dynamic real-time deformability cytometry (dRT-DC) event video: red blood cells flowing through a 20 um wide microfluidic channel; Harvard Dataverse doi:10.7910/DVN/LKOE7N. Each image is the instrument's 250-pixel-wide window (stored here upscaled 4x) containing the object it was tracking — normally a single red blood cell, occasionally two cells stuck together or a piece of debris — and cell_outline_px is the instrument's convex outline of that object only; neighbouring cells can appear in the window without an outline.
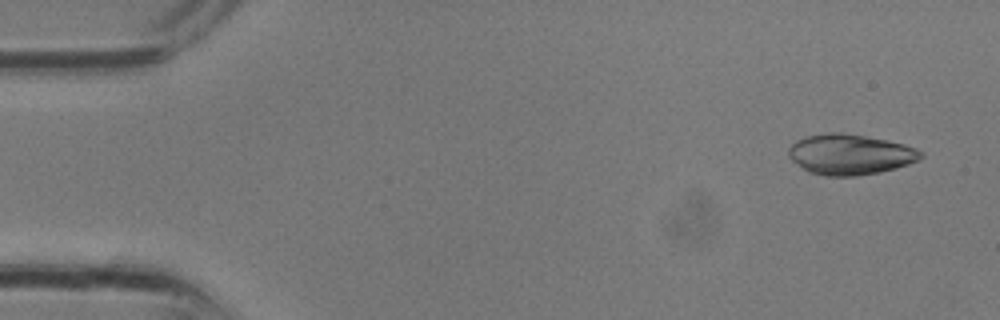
{"species": "common noctule bat (a hibernating species)", "species_latin": "Nyctalus noctula", "temperature_condition": "room temperature", "stored_images_in_passage": 15, "camera_frame_rate_fps": 3000, "um_per_image_px": 0.085, "animal": {"sex": "male", "body_mass_g": 13.3}, "frame": {"image": 1, "passage_image": 2, "time_ms": 0.333, "image_size_px": [1000, 320], "cell_outline_px": [[924, 156], [920, 160], [896, 168], [880, 172], [856, 176], [824, 176], [808, 172], [792, 160], [788, 156], [788, 148], [796, 140], [804, 136], [828, 132], [840, 132], [864, 136], [904, 144], [916, 148], [924, 152]], "centroid_in_image_um": [72.25, 13.13], "position_along_channel_um": 12.8, "area_um2": 31.39}}
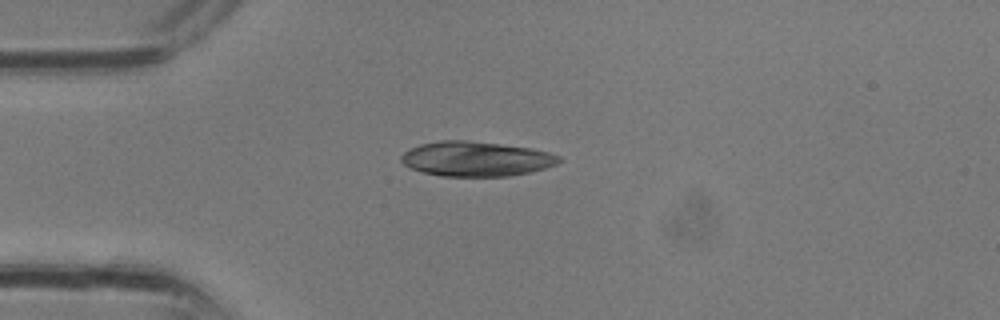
{"frame": {"image": 2, "passage_image": 8, "time_ms": 2.333, "image_size_px": [1000, 320], "cell_outline_px": [[560, 160], [556, 164], [544, 168], [528, 172], [508, 176], [440, 176], [424, 172], [412, 168], [404, 164], [400, 160], [400, 156], [404, 152], [420, 144], [440, 140], [464, 140], [500, 144], [532, 148], [548, 152], [560, 156]], "centroid_in_image_um": [40.45, 13.5], "position_along_channel_um": 44.6, "area_um2": 31.73}}